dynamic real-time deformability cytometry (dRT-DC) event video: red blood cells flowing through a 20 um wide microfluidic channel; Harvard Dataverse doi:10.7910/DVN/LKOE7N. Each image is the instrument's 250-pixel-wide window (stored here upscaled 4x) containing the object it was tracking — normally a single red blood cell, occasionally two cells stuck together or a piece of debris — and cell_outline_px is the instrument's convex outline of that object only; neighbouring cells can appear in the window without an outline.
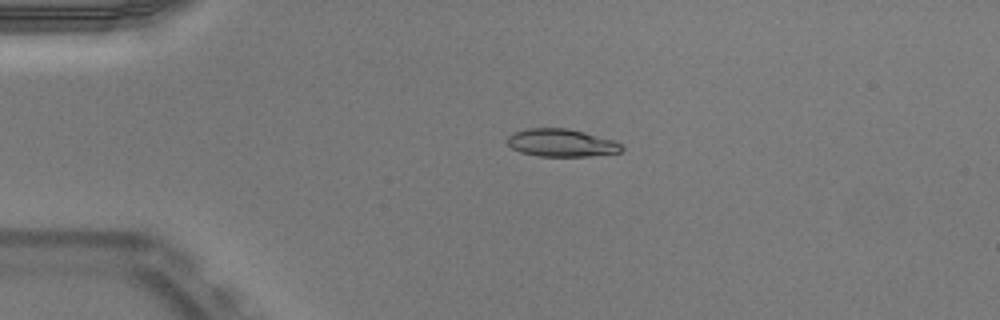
{"species": "Egyptian fruit bat (a non-hibernating species)", "species_latin": "Rousettus aegyptiacus", "temperature_condition": "warm", "stored_images_in_passage": 43, "camera_frame_rate_fps": 3000, "um_per_image_px": 0.085, "animal": {"sex": "male"}, "frame": {"image": 1, "passage_image": 4, "time_ms": 1.0, "image_size_px": [1000, 320], "cell_outline_px": [[624, 148], [620, 152], [588, 156], [540, 156], [520, 152], [512, 148], [504, 140], [512, 132], [528, 128], [568, 128], [616, 140], [624, 144]], "centroid_in_image_um": [47.72, 12.13], "position_along_channel_um": 37.3, "area_um2": 18.73}}
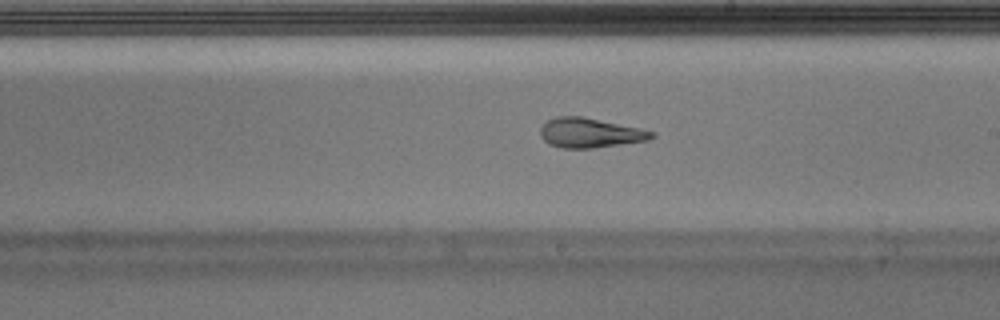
{"frame": {"image": 2, "passage_image": 22, "time_ms": 7.0, "image_size_px": [1000, 320], "cell_outline_px": [[656, 136], [648, 140], [592, 148], [564, 148], [548, 144], [540, 136], [540, 128], [548, 120], [556, 116], [580, 116], [656, 132]], "centroid_in_image_um": [50.12, 11.3], "position_along_channel_um": 238.9, "area_um2": 18.96}}
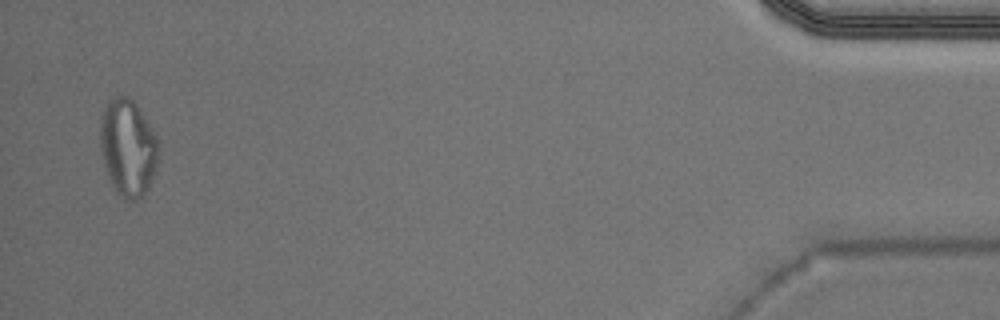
{"frame": {"image": 3, "passage_image": 42, "time_ms": 13.667, "image_size_px": [1000, 320], "cell_outline_px": [[160, 148], [156, 164], [148, 188], [136, 200], [128, 200], [120, 196], [116, 192], [108, 176], [104, 164], [100, 144], [100, 120], [104, 104], [112, 96], [128, 96], [140, 108], [156, 136]], "centroid_in_image_um": [10.85, 12.49], "position_along_channel_um": 424.3, "area_um2": 32.95}, "authors_computed_cell_mechanics": {"area_um2": 19.7098, "velocity_mm_per_s": 3.9837, "shape_relaxation_time_tau1_ms": null, "shape_relaxation_time_tau2_ms": 1.6659, "deformation_change_tau1": null, "deformation_change_tau2": 0.1015}}